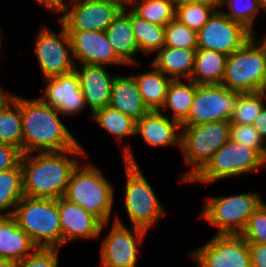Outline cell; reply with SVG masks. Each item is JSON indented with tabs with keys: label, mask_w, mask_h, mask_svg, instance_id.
<instances>
[{
	"label": "cell",
	"mask_w": 266,
	"mask_h": 267,
	"mask_svg": "<svg viewBox=\"0 0 266 267\" xmlns=\"http://www.w3.org/2000/svg\"><path fill=\"white\" fill-rule=\"evenodd\" d=\"M81 144L65 151L22 154L20 162L24 196L49 199L63 197L72 172L82 159L89 157L88 150Z\"/></svg>",
	"instance_id": "cell-1"
},
{
	"label": "cell",
	"mask_w": 266,
	"mask_h": 267,
	"mask_svg": "<svg viewBox=\"0 0 266 267\" xmlns=\"http://www.w3.org/2000/svg\"><path fill=\"white\" fill-rule=\"evenodd\" d=\"M21 117L23 154L65 151L80 143L61 120L65 117L38 97L21 96Z\"/></svg>",
	"instance_id": "cell-2"
},
{
	"label": "cell",
	"mask_w": 266,
	"mask_h": 267,
	"mask_svg": "<svg viewBox=\"0 0 266 267\" xmlns=\"http://www.w3.org/2000/svg\"><path fill=\"white\" fill-rule=\"evenodd\" d=\"M123 146V147H122ZM125 170L123 208L131 226L150 231L158 227L167 211L134 156L131 144L120 146Z\"/></svg>",
	"instance_id": "cell-3"
},
{
	"label": "cell",
	"mask_w": 266,
	"mask_h": 267,
	"mask_svg": "<svg viewBox=\"0 0 266 267\" xmlns=\"http://www.w3.org/2000/svg\"><path fill=\"white\" fill-rule=\"evenodd\" d=\"M116 188L98 165L81 161L71 174L64 197L96 216L112 222Z\"/></svg>",
	"instance_id": "cell-4"
},
{
	"label": "cell",
	"mask_w": 266,
	"mask_h": 267,
	"mask_svg": "<svg viewBox=\"0 0 266 267\" xmlns=\"http://www.w3.org/2000/svg\"><path fill=\"white\" fill-rule=\"evenodd\" d=\"M12 216L38 248L63 247L58 199L24 196Z\"/></svg>",
	"instance_id": "cell-5"
},
{
	"label": "cell",
	"mask_w": 266,
	"mask_h": 267,
	"mask_svg": "<svg viewBox=\"0 0 266 267\" xmlns=\"http://www.w3.org/2000/svg\"><path fill=\"white\" fill-rule=\"evenodd\" d=\"M230 120L209 122L200 125H181V151L183 163L188 170L183 172L180 183H187L208 163L230 139Z\"/></svg>",
	"instance_id": "cell-6"
},
{
	"label": "cell",
	"mask_w": 266,
	"mask_h": 267,
	"mask_svg": "<svg viewBox=\"0 0 266 267\" xmlns=\"http://www.w3.org/2000/svg\"><path fill=\"white\" fill-rule=\"evenodd\" d=\"M221 84L229 90L242 93L265 91L266 48L255 35L227 56Z\"/></svg>",
	"instance_id": "cell-7"
},
{
	"label": "cell",
	"mask_w": 266,
	"mask_h": 267,
	"mask_svg": "<svg viewBox=\"0 0 266 267\" xmlns=\"http://www.w3.org/2000/svg\"><path fill=\"white\" fill-rule=\"evenodd\" d=\"M261 169H264V157L256 149L229 139L188 183L207 186Z\"/></svg>",
	"instance_id": "cell-8"
},
{
	"label": "cell",
	"mask_w": 266,
	"mask_h": 267,
	"mask_svg": "<svg viewBox=\"0 0 266 267\" xmlns=\"http://www.w3.org/2000/svg\"><path fill=\"white\" fill-rule=\"evenodd\" d=\"M205 199L199 218L217 227L215 234H241L250 216L264 202L257 191Z\"/></svg>",
	"instance_id": "cell-9"
},
{
	"label": "cell",
	"mask_w": 266,
	"mask_h": 267,
	"mask_svg": "<svg viewBox=\"0 0 266 267\" xmlns=\"http://www.w3.org/2000/svg\"><path fill=\"white\" fill-rule=\"evenodd\" d=\"M110 225V222L103 223L100 229V236L106 228L109 231L100 242V267H138L139 247L149 232L139 227H127L119 213H115Z\"/></svg>",
	"instance_id": "cell-10"
},
{
	"label": "cell",
	"mask_w": 266,
	"mask_h": 267,
	"mask_svg": "<svg viewBox=\"0 0 266 267\" xmlns=\"http://www.w3.org/2000/svg\"><path fill=\"white\" fill-rule=\"evenodd\" d=\"M57 24L58 32L42 24L33 39V51L44 79L73 72L76 67L68 31L59 20Z\"/></svg>",
	"instance_id": "cell-11"
},
{
	"label": "cell",
	"mask_w": 266,
	"mask_h": 267,
	"mask_svg": "<svg viewBox=\"0 0 266 267\" xmlns=\"http://www.w3.org/2000/svg\"><path fill=\"white\" fill-rule=\"evenodd\" d=\"M189 257L198 267H251L248 242L240 234H214Z\"/></svg>",
	"instance_id": "cell-12"
},
{
	"label": "cell",
	"mask_w": 266,
	"mask_h": 267,
	"mask_svg": "<svg viewBox=\"0 0 266 267\" xmlns=\"http://www.w3.org/2000/svg\"><path fill=\"white\" fill-rule=\"evenodd\" d=\"M242 92L222 84L197 85L189 115L181 125H200L230 120Z\"/></svg>",
	"instance_id": "cell-13"
},
{
	"label": "cell",
	"mask_w": 266,
	"mask_h": 267,
	"mask_svg": "<svg viewBox=\"0 0 266 267\" xmlns=\"http://www.w3.org/2000/svg\"><path fill=\"white\" fill-rule=\"evenodd\" d=\"M123 8L112 0H74L58 20L67 31H105Z\"/></svg>",
	"instance_id": "cell-14"
},
{
	"label": "cell",
	"mask_w": 266,
	"mask_h": 267,
	"mask_svg": "<svg viewBox=\"0 0 266 267\" xmlns=\"http://www.w3.org/2000/svg\"><path fill=\"white\" fill-rule=\"evenodd\" d=\"M253 34L242 24L216 10L197 32L198 49L215 50L226 56L241 48Z\"/></svg>",
	"instance_id": "cell-15"
},
{
	"label": "cell",
	"mask_w": 266,
	"mask_h": 267,
	"mask_svg": "<svg viewBox=\"0 0 266 267\" xmlns=\"http://www.w3.org/2000/svg\"><path fill=\"white\" fill-rule=\"evenodd\" d=\"M45 88L39 99L56 108L64 117L81 115L86 110L83 92L76 71L43 79Z\"/></svg>",
	"instance_id": "cell-16"
},
{
	"label": "cell",
	"mask_w": 266,
	"mask_h": 267,
	"mask_svg": "<svg viewBox=\"0 0 266 267\" xmlns=\"http://www.w3.org/2000/svg\"><path fill=\"white\" fill-rule=\"evenodd\" d=\"M76 65L127 66L114 52L105 31H68Z\"/></svg>",
	"instance_id": "cell-17"
},
{
	"label": "cell",
	"mask_w": 266,
	"mask_h": 267,
	"mask_svg": "<svg viewBox=\"0 0 266 267\" xmlns=\"http://www.w3.org/2000/svg\"><path fill=\"white\" fill-rule=\"evenodd\" d=\"M63 246L76 240H99L102 222L92 213L66 199H58Z\"/></svg>",
	"instance_id": "cell-18"
},
{
	"label": "cell",
	"mask_w": 266,
	"mask_h": 267,
	"mask_svg": "<svg viewBox=\"0 0 266 267\" xmlns=\"http://www.w3.org/2000/svg\"><path fill=\"white\" fill-rule=\"evenodd\" d=\"M135 135L151 148L178 147L181 151L182 126L160 111H149L136 121Z\"/></svg>",
	"instance_id": "cell-19"
},
{
	"label": "cell",
	"mask_w": 266,
	"mask_h": 267,
	"mask_svg": "<svg viewBox=\"0 0 266 267\" xmlns=\"http://www.w3.org/2000/svg\"><path fill=\"white\" fill-rule=\"evenodd\" d=\"M86 107L90 114L97 109L109 106L113 80L116 75L109 72L105 65H76Z\"/></svg>",
	"instance_id": "cell-20"
},
{
	"label": "cell",
	"mask_w": 266,
	"mask_h": 267,
	"mask_svg": "<svg viewBox=\"0 0 266 267\" xmlns=\"http://www.w3.org/2000/svg\"><path fill=\"white\" fill-rule=\"evenodd\" d=\"M107 40L112 45L116 55L127 65L134 68L140 65L139 53L135 35L131 26L130 9L124 7L119 15L105 30ZM136 59V60H135Z\"/></svg>",
	"instance_id": "cell-21"
},
{
	"label": "cell",
	"mask_w": 266,
	"mask_h": 267,
	"mask_svg": "<svg viewBox=\"0 0 266 267\" xmlns=\"http://www.w3.org/2000/svg\"><path fill=\"white\" fill-rule=\"evenodd\" d=\"M37 248L28 234L17 225L12 215H0V257L15 264Z\"/></svg>",
	"instance_id": "cell-22"
},
{
	"label": "cell",
	"mask_w": 266,
	"mask_h": 267,
	"mask_svg": "<svg viewBox=\"0 0 266 267\" xmlns=\"http://www.w3.org/2000/svg\"><path fill=\"white\" fill-rule=\"evenodd\" d=\"M109 106L130 116L135 121L140 120L150 111L143 103L138 85L130 74L129 76L116 74Z\"/></svg>",
	"instance_id": "cell-23"
},
{
	"label": "cell",
	"mask_w": 266,
	"mask_h": 267,
	"mask_svg": "<svg viewBox=\"0 0 266 267\" xmlns=\"http://www.w3.org/2000/svg\"><path fill=\"white\" fill-rule=\"evenodd\" d=\"M196 50L163 46L150 63L172 80L191 79Z\"/></svg>",
	"instance_id": "cell-24"
},
{
	"label": "cell",
	"mask_w": 266,
	"mask_h": 267,
	"mask_svg": "<svg viewBox=\"0 0 266 267\" xmlns=\"http://www.w3.org/2000/svg\"><path fill=\"white\" fill-rule=\"evenodd\" d=\"M149 71L131 74L139 88L143 103L150 111H160L172 79L149 63Z\"/></svg>",
	"instance_id": "cell-25"
},
{
	"label": "cell",
	"mask_w": 266,
	"mask_h": 267,
	"mask_svg": "<svg viewBox=\"0 0 266 267\" xmlns=\"http://www.w3.org/2000/svg\"><path fill=\"white\" fill-rule=\"evenodd\" d=\"M195 92L196 83L191 79L172 80L160 112L165 114L169 110L171 114L167 116L182 124L189 115Z\"/></svg>",
	"instance_id": "cell-26"
},
{
	"label": "cell",
	"mask_w": 266,
	"mask_h": 267,
	"mask_svg": "<svg viewBox=\"0 0 266 267\" xmlns=\"http://www.w3.org/2000/svg\"><path fill=\"white\" fill-rule=\"evenodd\" d=\"M227 56L215 50L197 49L191 80L197 85L221 84Z\"/></svg>",
	"instance_id": "cell-27"
},
{
	"label": "cell",
	"mask_w": 266,
	"mask_h": 267,
	"mask_svg": "<svg viewBox=\"0 0 266 267\" xmlns=\"http://www.w3.org/2000/svg\"><path fill=\"white\" fill-rule=\"evenodd\" d=\"M90 118L99 125L102 131L106 132L105 134L115 137L118 143L136 136V121L110 106L97 109L90 115Z\"/></svg>",
	"instance_id": "cell-28"
},
{
	"label": "cell",
	"mask_w": 266,
	"mask_h": 267,
	"mask_svg": "<svg viewBox=\"0 0 266 267\" xmlns=\"http://www.w3.org/2000/svg\"><path fill=\"white\" fill-rule=\"evenodd\" d=\"M23 197V168L19 162L15 167L0 172V215H12Z\"/></svg>",
	"instance_id": "cell-29"
},
{
	"label": "cell",
	"mask_w": 266,
	"mask_h": 267,
	"mask_svg": "<svg viewBox=\"0 0 266 267\" xmlns=\"http://www.w3.org/2000/svg\"><path fill=\"white\" fill-rule=\"evenodd\" d=\"M0 142L16 147L23 154V127L21 117V95L0 111Z\"/></svg>",
	"instance_id": "cell-30"
},
{
	"label": "cell",
	"mask_w": 266,
	"mask_h": 267,
	"mask_svg": "<svg viewBox=\"0 0 266 267\" xmlns=\"http://www.w3.org/2000/svg\"><path fill=\"white\" fill-rule=\"evenodd\" d=\"M130 20L139 52L154 55L164 46L165 26L139 18L130 10Z\"/></svg>",
	"instance_id": "cell-31"
},
{
	"label": "cell",
	"mask_w": 266,
	"mask_h": 267,
	"mask_svg": "<svg viewBox=\"0 0 266 267\" xmlns=\"http://www.w3.org/2000/svg\"><path fill=\"white\" fill-rule=\"evenodd\" d=\"M176 0H130L128 8L139 18L166 26L175 19Z\"/></svg>",
	"instance_id": "cell-32"
},
{
	"label": "cell",
	"mask_w": 266,
	"mask_h": 267,
	"mask_svg": "<svg viewBox=\"0 0 266 267\" xmlns=\"http://www.w3.org/2000/svg\"><path fill=\"white\" fill-rule=\"evenodd\" d=\"M221 10L231 20L242 24L253 35L256 34L255 19L261 12L258 0H223Z\"/></svg>",
	"instance_id": "cell-33"
},
{
	"label": "cell",
	"mask_w": 266,
	"mask_h": 267,
	"mask_svg": "<svg viewBox=\"0 0 266 267\" xmlns=\"http://www.w3.org/2000/svg\"><path fill=\"white\" fill-rule=\"evenodd\" d=\"M265 104V91L241 93L230 122L236 124H253Z\"/></svg>",
	"instance_id": "cell-34"
},
{
	"label": "cell",
	"mask_w": 266,
	"mask_h": 267,
	"mask_svg": "<svg viewBox=\"0 0 266 267\" xmlns=\"http://www.w3.org/2000/svg\"><path fill=\"white\" fill-rule=\"evenodd\" d=\"M215 11L214 7L205 4L176 2L175 19L198 32Z\"/></svg>",
	"instance_id": "cell-35"
},
{
	"label": "cell",
	"mask_w": 266,
	"mask_h": 267,
	"mask_svg": "<svg viewBox=\"0 0 266 267\" xmlns=\"http://www.w3.org/2000/svg\"><path fill=\"white\" fill-rule=\"evenodd\" d=\"M164 46L198 49L197 32L174 19L165 26Z\"/></svg>",
	"instance_id": "cell-36"
},
{
	"label": "cell",
	"mask_w": 266,
	"mask_h": 267,
	"mask_svg": "<svg viewBox=\"0 0 266 267\" xmlns=\"http://www.w3.org/2000/svg\"><path fill=\"white\" fill-rule=\"evenodd\" d=\"M230 139L236 143L254 148L264 158L266 157V142L252 124L231 123Z\"/></svg>",
	"instance_id": "cell-37"
},
{
	"label": "cell",
	"mask_w": 266,
	"mask_h": 267,
	"mask_svg": "<svg viewBox=\"0 0 266 267\" xmlns=\"http://www.w3.org/2000/svg\"><path fill=\"white\" fill-rule=\"evenodd\" d=\"M240 235L248 243L266 244V203L265 201L250 216L246 228Z\"/></svg>",
	"instance_id": "cell-38"
},
{
	"label": "cell",
	"mask_w": 266,
	"mask_h": 267,
	"mask_svg": "<svg viewBox=\"0 0 266 267\" xmlns=\"http://www.w3.org/2000/svg\"><path fill=\"white\" fill-rule=\"evenodd\" d=\"M59 253V249L37 248L23 260L13 264V267H58Z\"/></svg>",
	"instance_id": "cell-39"
},
{
	"label": "cell",
	"mask_w": 266,
	"mask_h": 267,
	"mask_svg": "<svg viewBox=\"0 0 266 267\" xmlns=\"http://www.w3.org/2000/svg\"><path fill=\"white\" fill-rule=\"evenodd\" d=\"M21 155L16 147L0 142V172L15 167Z\"/></svg>",
	"instance_id": "cell-40"
},
{
	"label": "cell",
	"mask_w": 266,
	"mask_h": 267,
	"mask_svg": "<svg viewBox=\"0 0 266 267\" xmlns=\"http://www.w3.org/2000/svg\"><path fill=\"white\" fill-rule=\"evenodd\" d=\"M251 267H266V244L248 243Z\"/></svg>",
	"instance_id": "cell-41"
},
{
	"label": "cell",
	"mask_w": 266,
	"mask_h": 267,
	"mask_svg": "<svg viewBox=\"0 0 266 267\" xmlns=\"http://www.w3.org/2000/svg\"><path fill=\"white\" fill-rule=\"evenodd\" d=\"M74 0H46V10L51 14L59 15L63 12Z\"/></svg>",
	"instance_id": "cell-42"
},
{
	"label": "cell",
	"mask_w": 266,
	"mask_h": 267,
	"mask_svg": "<svg viewBox=\"0 0 266 267\" xmlns=\"http://www.w3.org/2000/svg\"><path fill=\"white\" fill-rule=\"evenodd\" d=\"M252 125L266 142V104Z\"/></svg>",
	"instance_id": "cell-43"
},
{
	"label": "cell",
	"mask_w": 266,
	"mask_h": 267,
	"mask_svg": "<svg viewBox=\"0 0 266 267\" xmlns=\"http://www.w3.org/2000/svg\"><path fill=\"white\" fill-rule=\"evenodd\" d=\"M15 95L16 94H13L12 91H6L2 86H0V111H2L7 104L14 99Z\"/></svg>",
	"instance_id": "cell-44"
},
{
	"label": "cell",
	"mask_w": 266,
	"mask_h": 267,
	"mask_svg": "<svg viewBox=\"0 0 266 267\" xmlns=\"http://www.w3.org/2000/svg\"><path fill=\"white\" fill-rule=\"evenodd\" d=\"M177 2L199 3L214 7L216 10H220L223 0H176Z\"/></svg>",
	"instance_id": "cell-45"
},
{
	"label": "cell",
	"mask_w": 266,
	"mask_h": 267,
	"mask_svg": "<svg viewBox=\"0 0 266 267\" xmlns=\"http://www.w3.org/2000/svg\"><path fill=\"white\" fill-rule=\"evenodd\" d=\"M0 267H13V264L9 260L0 257Z\"/></svg>",
	"instance_id": "cell-46"
},
{
	"label": "cell",
	"mask_w": 266,
	"mask_h": 267,
	"mask_svg": "<svg viewBox=\"0 0 266 267\" xmlns=\"http://www.w3.org/2000/svg\"><path fill=\"white\" fill-rule=\"evenodd\" d=\"M259 34H255L256 38L264 45L266 48V34L260 35L261 37L258 36Z\"/></svg>",
	"instance_id": "cell-47"
},
{
	"label": "cell",
	"mask_w": 266,
	"mask_h": 267,
	"mask_svg": "<svg viewBox=\"0 0 266 267\" xmlns=\"http://www.w3.org/2000/svg\"><path fill=\"white\" fill-rule=\"evenodd\" d=\"M258 3H259V6H260V9L262 10L263 13L266 12V0H258Z\"/></svg>",
	"instance_id": "cell-48"
},
{
	"label": "cell",
	"mask_w": 266,
	"mask_h": 267,
	"mask_svg": "<svg viewBox=\"0 0 266 267\" xmlns=\"http://www.w3.org/2000/svg\"><path fill=\"white\" fill-rule=\"evenodd\" d=\"M2 32H3V31H2V26L0 25V51H2V50H1V49H2V46H3V45H2V44H3L2 42L5 41L4 38H3L4 35H3ZM0 57H1V52H0ZM0 59H1V58H0ZM0 62H1V60H0Z\"/></svg>",
	"instance_id": "cell-49"
},
{
	"label": "cell",
	"mask_w": 266,
	"mask_h": 267,
	"mask_svg": "<svg viewBox=\"0 0 266 267\" xmlns=\"http://www.w3.org/2000/svg\"><path fill=\"white\" fill-rule=\"evenodd\" d=\"M112 1H116L118 3H120L121 5H123L124 7H128L130 0H112Z\"/></svg>",
	"instance_id": "cell-50"
},
{
	"label": "cell",
	"mask_w": 266,
	"mask_h": 267,
	"mask_svg": "<svg viewBox=\"0 0 266 267\" xmlns=\"http://www.w3.org/2000/svg\"><path fill=\"white\" fill-rule=\"evenodd\" d=\"M38 5H41V7H44L43 9H46V0H34Z\"/></svg>",
	"instance_id": "cell-51"
},
{
	"label": "cell",
	"mask_w": 266,
	"mask_h": 267,
	"mask_svg": "<svg viewBox=\"0 0 266 267\" xmlns=\"http://www.w3.org/2000/svg\"><path fill=\"white\" fill-rule=\"evenodd\" d=\"M266 169V157L264 158V170Z\"/></svg>",
	"instance_id": "cell-52"
}]
</instances>
